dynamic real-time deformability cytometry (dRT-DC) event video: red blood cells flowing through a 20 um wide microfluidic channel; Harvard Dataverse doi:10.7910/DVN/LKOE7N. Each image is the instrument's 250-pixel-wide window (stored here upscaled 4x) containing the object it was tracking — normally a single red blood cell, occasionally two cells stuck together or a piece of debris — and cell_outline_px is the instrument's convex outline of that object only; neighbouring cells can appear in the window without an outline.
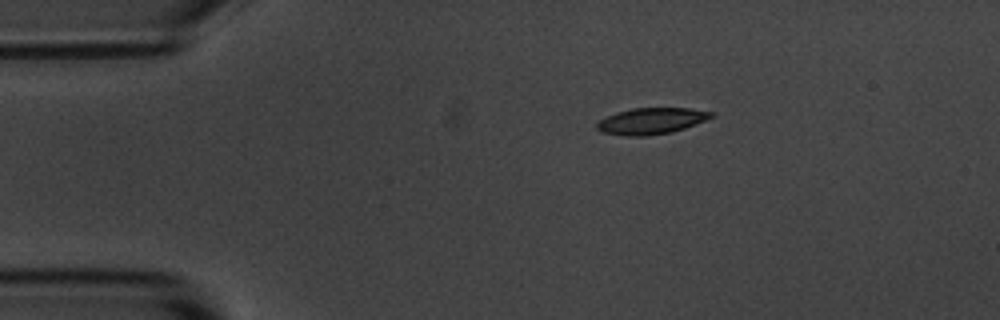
{"species": "common noctule bat (a hibernating species)", "species_latin": "Nyctalus noctula", "temperature_condition": "room temperature", "stored_images_in_passage": 8, "camera_frame_rate_fps": 3000, "um_per_image_px": 0.085, "animal": {"sex": "male", "body_mass_g": 20.1, "forearm_length_mm": 53.5}, "frame": {"image": 1, "passage_image": 1, "time_ms": 0.0, "image_size_px": [1000, 320], "cell_outline_px": [[716, 116], [708, 120], [672, 132], [644, 136], [624, 136], [600, 132], [596, 128], [596, 124], [600, 120], [616, 112], [632, 108], [692, 108], [712, 112]], "centroid_in_image_um": [55.38, 10.28], "position_along_channel_um": 29.6, "area_um2": 17.69}}
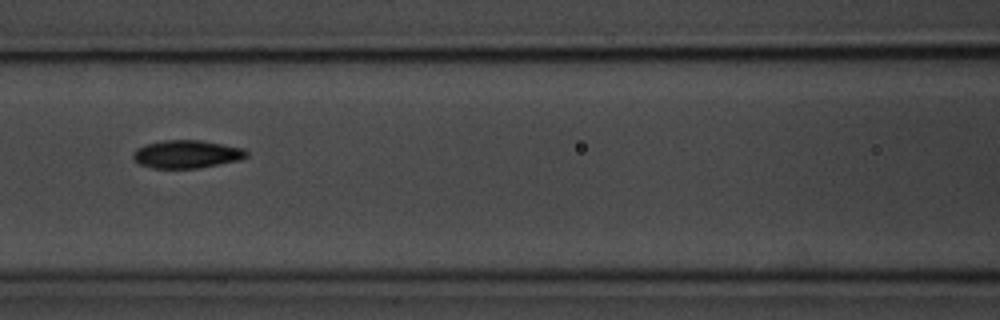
{"frame": {"image": 2, "passage_image": 5, "time_ms": 4.667, "image_size_px": [1000, 320], "cell_outline_px": [[248, 156], [240, 160], [196, 168], [152, 168], [140, 164], [132, 156], [132, 152], [136, 148], [144, 144], [164, 140], [200, 140], [244, 148], [248, 152]], "centroid_in_image_um": [15.85, 13.09], "position_along_channel_um": 150.7, "area_um2": 18.5}}
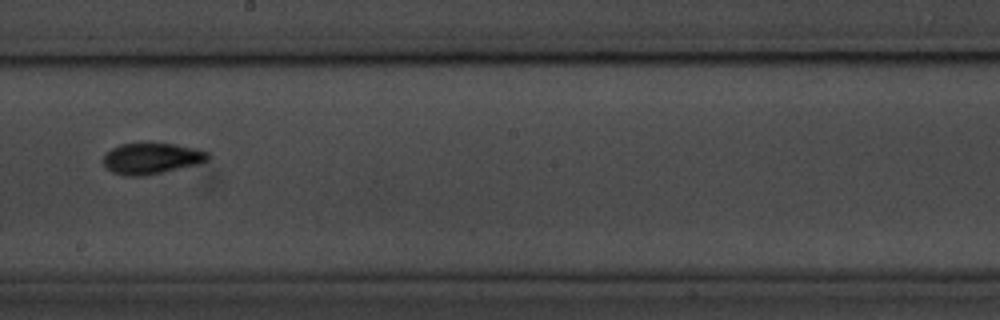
{"frame": {"image": 3, "passage_image": 7, "time_ms": 7.0, "image_size_px": [1000, 320], "cell_outline_px": [[208, 160], [200, 164], [144, 176], [124, 176], [112, 172], [104, 164], [104, 152], [120, 144], [152, 140], [176, 144], [196, 148], [208, 152]], "centroid_in_image_um": [12.88, 13.42], "position_along_channel_um": 235.3, "area_um2": 19.71}}